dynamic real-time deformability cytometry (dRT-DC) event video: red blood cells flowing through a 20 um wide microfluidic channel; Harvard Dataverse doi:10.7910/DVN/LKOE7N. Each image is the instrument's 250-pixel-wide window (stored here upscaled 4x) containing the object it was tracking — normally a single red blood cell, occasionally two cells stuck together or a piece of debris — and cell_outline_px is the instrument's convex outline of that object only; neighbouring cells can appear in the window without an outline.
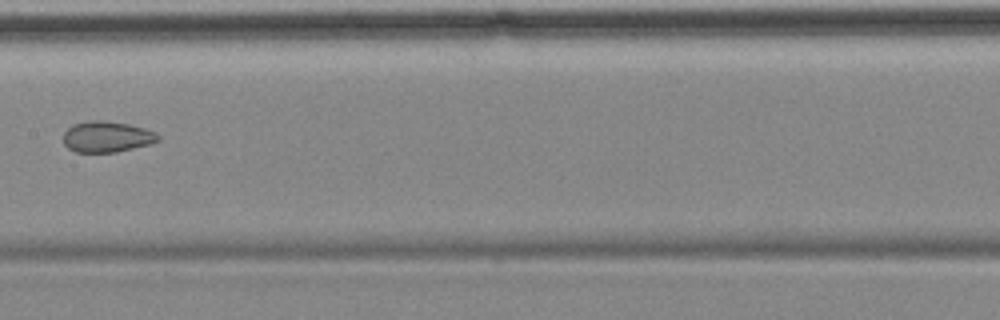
{"species": "common noctule bat (a hibernating species)", "species_latin": "Nyctalus noctula", "temperature_condition": "cold", "stored_images_in_passage": 14, "camera_frame_rate_fps": 3000, "um_per_image_px": 0.085, "animal": {"sex": "female", "body_mass_g": 18.4}, "frame": {"image": 1, "passage_image": 7, "time_ms": 8.0, "image_size_px": [1000, 320], "cell_outline_px": [[160, 140], [148, 144], [116, 152], [76, 152], [68, 148], [64, 144], [64, 132], [72, 124], [88, 120], [104, 120], [128, 124], [144, 128], [156, 132], [160, 136]], "centroid_in_image_um": [9.07, 11.61], "position_along_channel_um": 198.3, "area_um2": 17.11}}
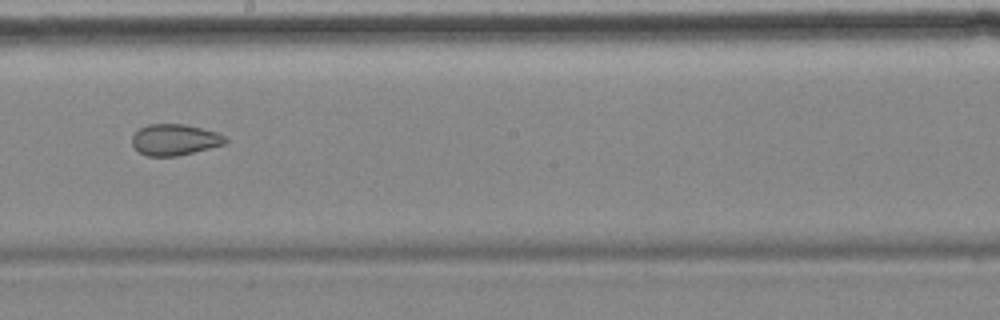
{"frame": {"image": 2, "passage_image": 8, "time_ms": 9.0, "image_size_px": [1000, 320], "cell_outline_px": [[228, 140], [224, 144], [176, 156], [148, 156], [140, 152], [132, 144], [132, 136], [140, 128], [148, 124], [184, 124], [216, 132], [224, 136]], "centroid_in_image_um": [14.83, 11.87], "position_along_channel_um": 233.4, "area_um2": 16.65}, "authors_computed_cell_mechanics": {"area_um2": 20.8658, "velocity_mm_per_s": 3.5245, "shape_relaxation_time_tau1_ms": null, "shape_relaxation_time_tau2_ms": 1.7323, "deformation_change_tau1": null, "deformation_change_tau2": 0.0781}}